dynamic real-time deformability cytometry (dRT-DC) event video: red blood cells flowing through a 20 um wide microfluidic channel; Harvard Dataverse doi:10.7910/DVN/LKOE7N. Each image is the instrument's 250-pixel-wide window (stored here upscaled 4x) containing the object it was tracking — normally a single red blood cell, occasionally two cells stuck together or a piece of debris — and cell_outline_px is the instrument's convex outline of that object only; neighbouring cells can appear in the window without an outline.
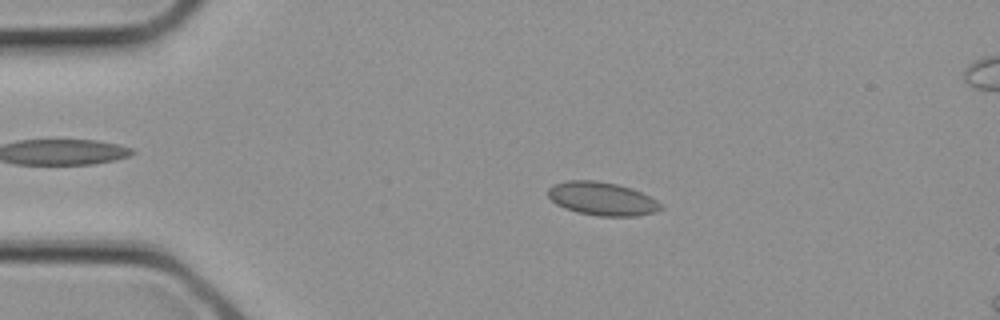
{"species": "common noctule bat (a hibernating species)", "species_latin": "Nyctalus noctula", "temperature_condition": "cold", "stored_images_in_passage": 2, "camera_frame_rate_fps": 3000, "um_per_image_px": 0.085, "animal": {"sex": "female", "body_mass_g": 21.9}, "frame": {"image": 1, "passage_image": 1, "time_ms": 0.0, "image_size_px": [1000, 320], "cell_outline_px": [[664, 208], [656, 212], [636, 216], [596, 216], [576, 212], [564, 208], [556, 204], [548, 196], [548, 188], [556, 184], [568, 180], [596, 180], [616, 184], [632, 188], [656, 200]], "centroid_in_image_um": [51.17, 16.9], "position_along_channel_um": 33.8, "area_um2": 21.91}}